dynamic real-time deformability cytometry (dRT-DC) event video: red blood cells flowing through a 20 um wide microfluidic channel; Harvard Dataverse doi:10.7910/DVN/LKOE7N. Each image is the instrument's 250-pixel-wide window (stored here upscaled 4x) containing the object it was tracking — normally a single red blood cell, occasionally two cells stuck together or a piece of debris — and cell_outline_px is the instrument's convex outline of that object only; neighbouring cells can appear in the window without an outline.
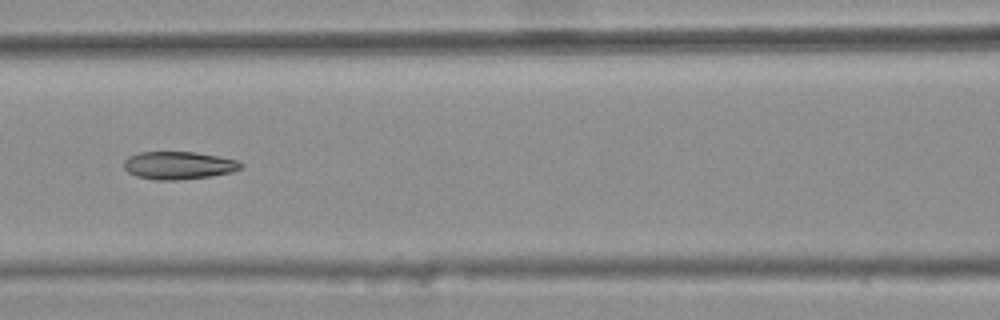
{"species": "common noctule bat (a hibernating species)", "species_latin": "Nyctalus noctula", "temperature_condition": "warm", "stored_images_in_passage": 9, "camera_frame_rate_fps": 3000, "um_per_image_px": 0.085, "animal": {"sex": "female", "body_mass_g": 25.1}, "frame": {"image": 1, "passage_image": 6, "time_ms": 1.667, "image_size_px": [1000, 320], "cell_outline_px": [[244, 164], [240, 168], [232, 172], [212, 176], [176, 180], [156, 180], [136, 176], [128, 172], [124, 168], [124, 160], [128, 156], [140, 152], [196, 152], [236, 160]], "centroid_in_image_um": [15.16, 14.06], "position_along_channel_um": 151.4, "area_um2": 18.9}}
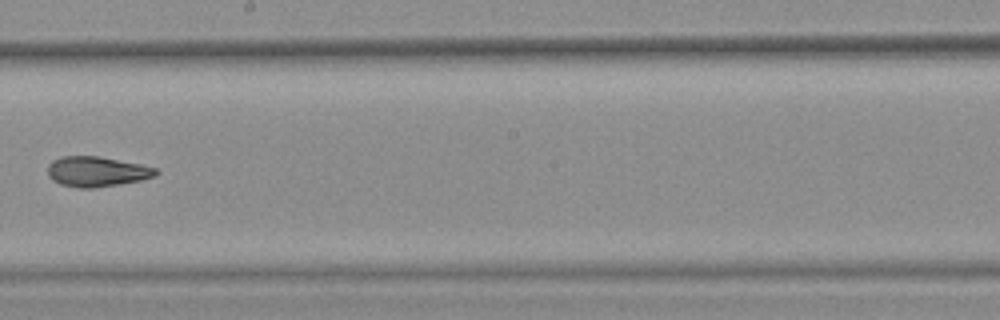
{"frame": {"image": 2, "passage_image": 8, "time_ms": 2.333, "image_size_px": [1000, 320], "cell_outline_px": [[160, 172], [156, 176], [140, 180], [92, 188], [80, 188], [60, 184], [52, 180], [48, 176], [48, 164], [52, 160], [60, 156], [100, 156], [140, 164], [156, 168]], "centroid_in_image_um": [8.2, 14.57], "position_along_channel_um": 240.0, "area_um2": 19.02}}
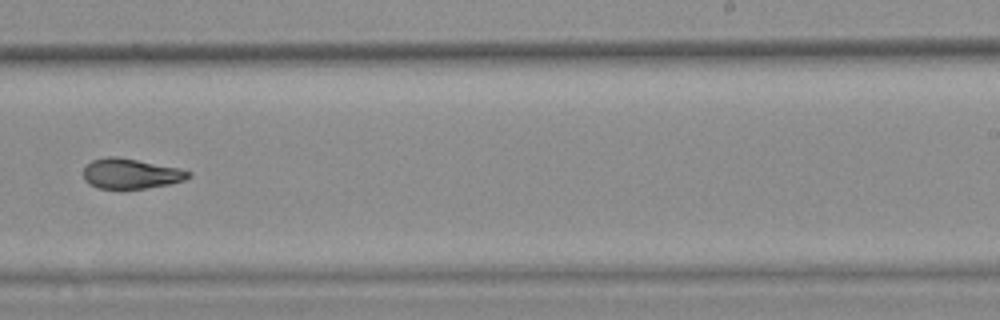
{"frame": {"image": 3, "passage_image": 9, "time_ms": 2.667, "image_size_px": [1000, 320], "cell_outline_px": [[192, 176], [184, 180], [168, 184], [144, 188], [96, 188], [88, 184], [84, 180], [84, 168], [92, 160], [108, 156], [116, 156], [180, 168], [192, 172]], "centroid_in_image_um": [11.12, 14.75], "position_along_channel_um": 277.9, "area_um2": 18.38}}